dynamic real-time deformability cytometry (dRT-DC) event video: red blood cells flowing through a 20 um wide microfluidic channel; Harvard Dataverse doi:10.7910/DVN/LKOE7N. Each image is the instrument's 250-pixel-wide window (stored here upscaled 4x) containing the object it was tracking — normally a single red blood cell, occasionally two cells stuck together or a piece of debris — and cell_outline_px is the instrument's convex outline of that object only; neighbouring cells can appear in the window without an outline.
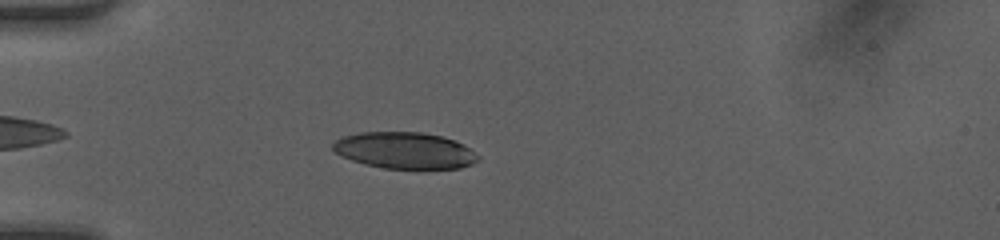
{"species": "human", "species_latin": "Homo sapiens", "temperature_condition": "room temperature", "stored_images_in_passage": 39, "camera_frame_rate_fps": 3000, "um_per_image_px": 0.085, "donor": {"sex": "female"}, "frame": {"image": 1, "passage_image": 5, "time_ms": 1.333, "image_size_px": [1000, 240], "cell_outline_px": [[480, 156], [472, 164], [460, 168], [384, 168], [364, 164], [340, 156], [332, 148], [332, 144], [336, 140], [344, 136], [360, 132], [420, 132], [440, 136], [464, 144]], "centroid_in_image_um": [34.38, 12.78], "position_along_channel_um": 50.6, "area_um2": 30.63}}
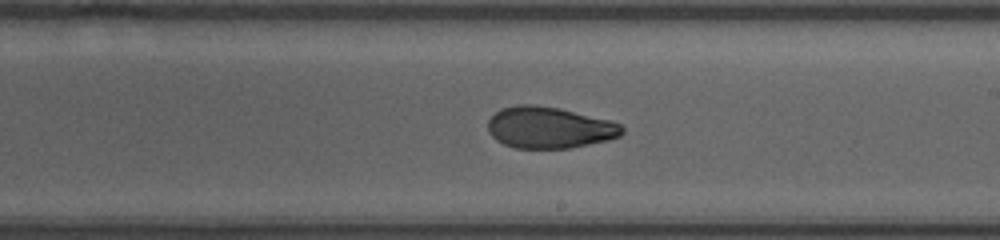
{"frame": {"image": 2, "passage_image": 20, "time_ms": 6.333, "image_size_px": [1000, 240], "cell_outline_px": [[624, 132], [620, 136], [608, 140], [568, 148], [516, 148], [504, 144], [496, 140], [488, 132], [488, 120], [500, 108], [520, 104], [532, 104], [560, 108], [608, 120], [620, 124], [624, 128]], "centroid_in_image_um": [46.67, 10.84], "position_along_channel_um": 242.3, "area_um2": 32.37}}
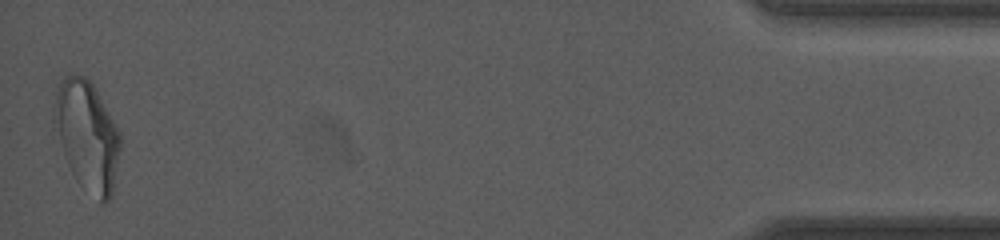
{"frame": {"image": 3, "passage_image": 39, "time_ms": 12.667, "image_size_px": [1000, 240], "cell_outline_px": [[120, 148], [112, 196], [104, 204], [100, 204], [76, 180], [64, 156], [52, 108], [56, 84], [68, 72], [84, 76], [96, 88], [120, 132]], "centroid_in_image_um": [7.4, 11.5], "position_along_channel_um": 427.8, "area_um2": 42.43}, "authors_computed_cell_mechanics": {"area_um2": 33.0038, "velocity_mm_per_s": 4.2307, "shape_relaxation_time_tau1_ms": null, "shape_relaxation_time_tau2_ms": 2.0141, "deformation_change_tau1": null, "deformation_change_tau2": 0.0793}}